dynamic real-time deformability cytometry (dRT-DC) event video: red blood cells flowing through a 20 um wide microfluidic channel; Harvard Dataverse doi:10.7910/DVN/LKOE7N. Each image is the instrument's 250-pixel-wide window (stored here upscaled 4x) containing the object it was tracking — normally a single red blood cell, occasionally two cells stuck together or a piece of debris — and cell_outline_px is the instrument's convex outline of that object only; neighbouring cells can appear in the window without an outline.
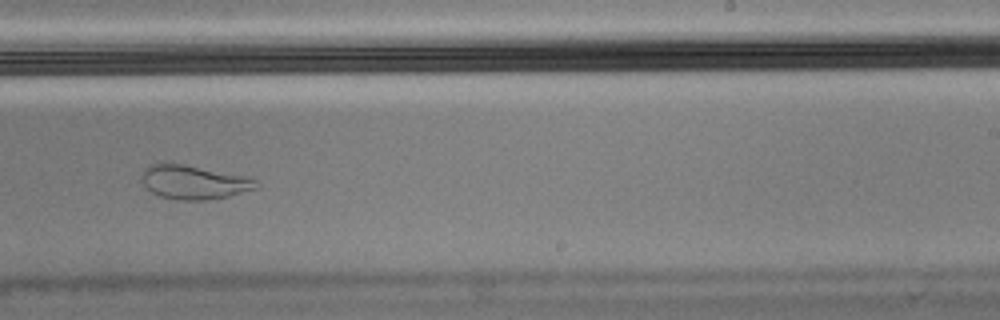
{"species": "Egyptian fruit bat (a non-hibernating species)", "species_latin": "Rousettus aegyptiacus", "temperature_condition": "cold", "stored_images_in_passage": 40, "camera_frame_rate_fps": 3000, "um_per_image_px": 0.085, "animal": {"sex": "male"}, "frame": {"image": 1, "passage_image": 18, "time_ms": 5.667, "image_size_px": [1000, 320], "cell_outline_px": [[260, 184], [256, 188], [228, 196], [204, 200], [176, 200], [160, 196], [152, 192], [144, 184], [144, 168], [148, 164], [184, 164], [244, 176], [256, 180]], "centroid_in_image_um": [16.49, 15.49], "position_along_channel_um": 272.5, "area_um2": 22.14}}